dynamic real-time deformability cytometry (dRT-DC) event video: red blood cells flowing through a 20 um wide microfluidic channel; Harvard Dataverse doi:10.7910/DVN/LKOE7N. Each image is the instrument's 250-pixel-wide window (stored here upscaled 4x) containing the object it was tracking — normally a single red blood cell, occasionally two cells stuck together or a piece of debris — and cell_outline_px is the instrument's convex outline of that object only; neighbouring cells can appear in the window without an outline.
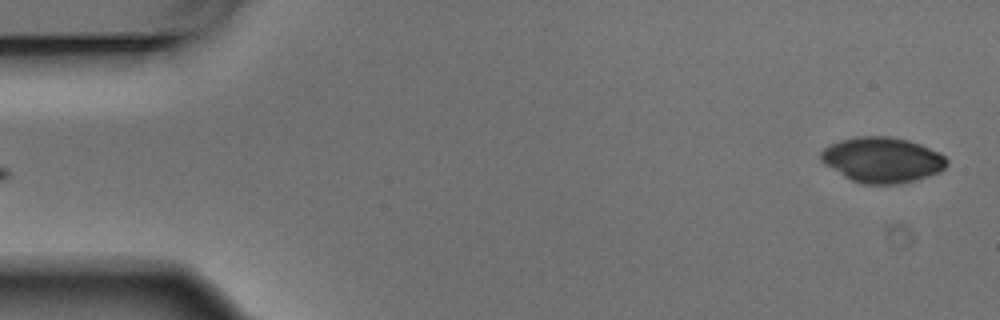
{"species": "Egyptian fruit bat (a non-hibernating species)", "species_latin": "Rousettus aegyptiacus", "temperature_condition": "warm", "stored_images_in_passage": 6, "segment_of_instrument_passage": [2, 2], "camera_frame_rate_fps": 3000, "um_per_image_px": 0.085, "animal": {"sex": "male"}, "frame": {"image": 1, "passage_image": 6, "time_ms": 1.667, "image_size_px": [1000, 320], "cell_outline_px": [[948, 164], [940, 172], [916, 180], [896, 184], [864, 184], [852, 180], [844, 176], [824, 164], [820, 160], [820, 152], [824, 148], [840, 140], [856, 136], [888, 136], [908, 140], [920, 144], [940, 152], [948, 160]], "centroid_in_image_um": [75.0, 13.58], "position_along_channel_um": 10.0, "area_um2": 33.35}}